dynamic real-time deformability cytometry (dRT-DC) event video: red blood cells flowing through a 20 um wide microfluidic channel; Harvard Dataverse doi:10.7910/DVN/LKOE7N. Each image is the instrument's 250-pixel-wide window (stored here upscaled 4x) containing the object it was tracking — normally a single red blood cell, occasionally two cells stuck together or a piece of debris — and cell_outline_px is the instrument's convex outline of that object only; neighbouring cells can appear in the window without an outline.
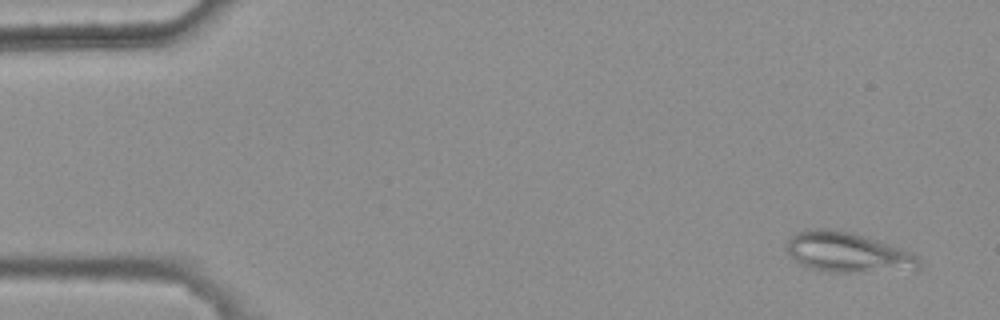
{"species": "common noctule bat (a hibernating species)", "species_latin": "Nyctalus noctula", "temperature_condition": "warm", "stored_images_in_passage": 5, "camera_frame_rate_fps": 3000, "um_per_image_px": 0.085, "animal": {"sex": "female", "body_mass_g": 25.1}, "frame": {"image": 1, "passage_image": 1, "time_ms": 0.0, "image_size_px": [1000, 320], "cell_outline_px": [[920, 268], [852, 272], [832, 272], [812, 268], [800, 264], [784, 248], [784, 244], [796, 232], [804, 228], [832, 228], [852, 232], [912, 252], [920, 260]], "centroid_in_image_um": [71.97, 21.41], "position_along_channel_um": 13.0, "area_um2": 30.63}}